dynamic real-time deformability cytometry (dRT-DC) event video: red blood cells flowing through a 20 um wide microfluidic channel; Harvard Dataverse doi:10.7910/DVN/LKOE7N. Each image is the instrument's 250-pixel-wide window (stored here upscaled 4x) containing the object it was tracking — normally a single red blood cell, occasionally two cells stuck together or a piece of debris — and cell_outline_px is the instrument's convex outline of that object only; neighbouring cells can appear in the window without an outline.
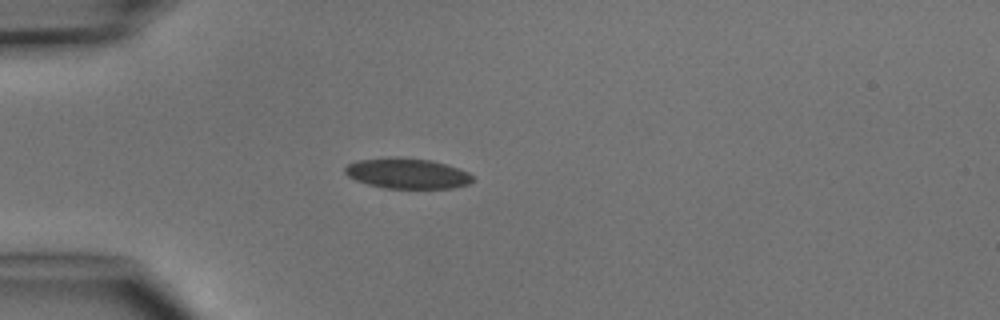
{"species": "common noctule bat (a hibernating species)", "species_latin": "Nyctalus noctula", "temperature_condition": "cold", "stored_images_in_passage": 3, "camera_frame_rate_fps": 3000, "um_per_image_px": 0.085, "animal": {"sex": "male", "body_mass_g": 15.6}, "frame": {"image": 1, "passage_image": 2, "time_ms": 1.333, "image_size_px": [1000, 320], "cell_outline_px": [[476, 180], [468, 184], [452, 188], [384, 188], [368, 184], [356, 180], [348, 176], [344, 172], [344, 168], [348, 164], [356, 160], [388, 156], [396, 156], [432, 160], [460, 168], [468, 172]], "centroid_in_image_um": [34.61, 14.72], "position_along_channel_um": 50.4, "area_um2": 23.0}}